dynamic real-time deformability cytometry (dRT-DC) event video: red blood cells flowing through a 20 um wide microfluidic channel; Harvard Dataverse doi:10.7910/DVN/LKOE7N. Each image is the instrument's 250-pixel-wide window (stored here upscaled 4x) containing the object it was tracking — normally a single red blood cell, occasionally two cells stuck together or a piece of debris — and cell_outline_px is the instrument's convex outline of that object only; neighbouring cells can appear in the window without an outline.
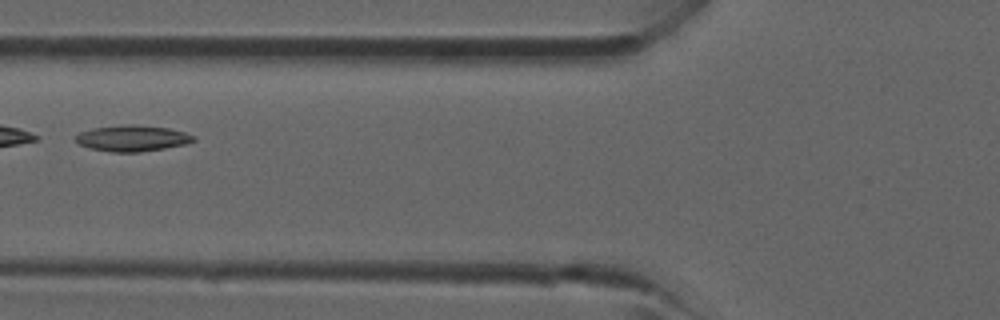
{"species": "common noctule bat (a hibernating species)", "species_latin": "Nyctalus noctula", "temperature_condition": "room temperature", "stored_images_in_passage": 4, "camera_frame_rate_fps": 3000, "um_per_image_px": 0.085, "animal": {"sex": "male", "forearm_length_mm": 52.5}, "frame": {"image": 1, "passage_image": 4, "time_ms": 3.333, "image_size_px": [1000, 320], "cell_outline_px": [[196, 140], [184, 144], [164, 148], [140, 152], [112, 152], [88, 148], [80, 144], [76, 140], [76, 136], [80, 132], [92, 128], [128, 124], [168, 128], [184, 132], [196, 136]], "centroid_in_image_um": [11.25, 11.75], "position_along_channel_um": 114.6, "area_um2": 17.74}}